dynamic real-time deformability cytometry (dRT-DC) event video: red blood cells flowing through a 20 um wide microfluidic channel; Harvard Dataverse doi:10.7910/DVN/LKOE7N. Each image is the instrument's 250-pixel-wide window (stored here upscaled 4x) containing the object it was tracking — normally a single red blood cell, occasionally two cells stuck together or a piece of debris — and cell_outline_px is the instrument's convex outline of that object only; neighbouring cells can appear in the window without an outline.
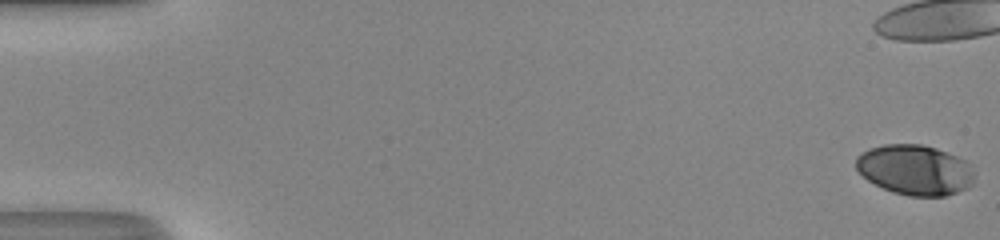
{"species": "human", "species_latin": "Homo sapiens", "temperature_condition": "room temperature", "stored_images_in_passage": 21, "camera_frame_rate_fps": 3000, "um_per_image_px": 0.085, "donor": {"sex": "male"}, "frame": {"image": 1, "passage_image": 1, "time_ms": 0.0, "image_size_px": [1000, 240], "cell_outline_px": [[972, 184], [968, 188], [944, 196], [908, 196], [892, 192], [868, 180], [856, 168], [856, 156], [872, 148], [884, 144], [920, 144], [936, 148], [956, 156], [964, 160], [968, 164], [972, 172]], "centroid_in_image_um": [77.76, 14.44], "position_along_channel_um": 7.2, "area_um2": 34.22}}